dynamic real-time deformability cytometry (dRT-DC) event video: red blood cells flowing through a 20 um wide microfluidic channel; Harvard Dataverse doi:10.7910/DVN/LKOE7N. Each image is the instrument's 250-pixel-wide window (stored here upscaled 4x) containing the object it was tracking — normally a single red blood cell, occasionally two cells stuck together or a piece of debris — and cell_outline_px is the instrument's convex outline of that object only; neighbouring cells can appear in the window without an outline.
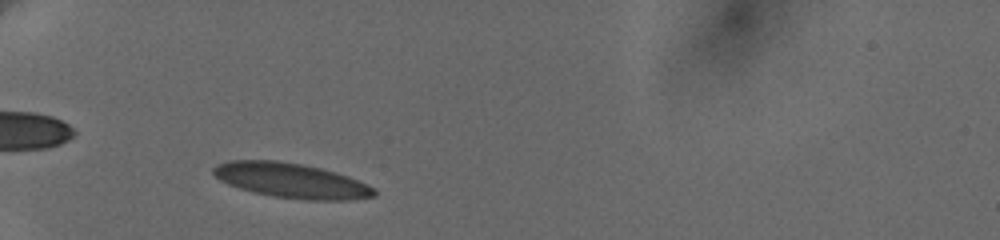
{"species": "human", "species_latin": "Homo sapiens", "temperature_condition": "cold", "stored_images_in_passage": 38, "camera_frame_rate_fps": 3000, "um_per_image_px": 0.085, "donor": {"sex": "female"}, "frame": {"image": 1, "passage_image": 4, "time_ms": 1.0, "image_size_px": [1000, 240], "cell_outline_px": [[376, 196], [348, 200], [304, 200], [272, 196], [240, 188], [228, 184], [220, 180], [212, 172], [212, 168], [216, 164], [228, 160], [276, 160], [304, 164], [320, 168], [348, 176], [372, 188], [376, 192]], "centroid_in_image_um": [24.71, 15.33], "position_along_channel_um": 60.3, "area_um2": 32.48}}
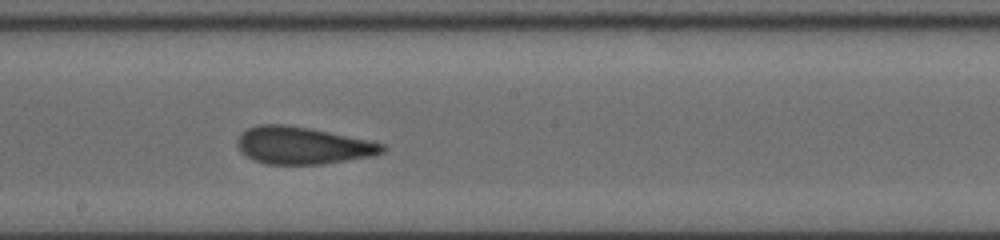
{"frame": {"image": 2, "passage_image": 19, "time_ms": 6.0, "image_size_px": [1000, 240], "cell_outline_px": [[388, 148], [384, 152], [372, 156], [324, 164], [264, 164], [252, 160], [240, 152], [236, 144], [236, 140], [240, 132], [248, 128], [260, 124], [284, 124], [308, 128], [368, 140], [384, 144]], "centroid_in_image_um": [25.68, 12.37], "position_along_channel_um": 222.5, "area_um2": 31.67}}
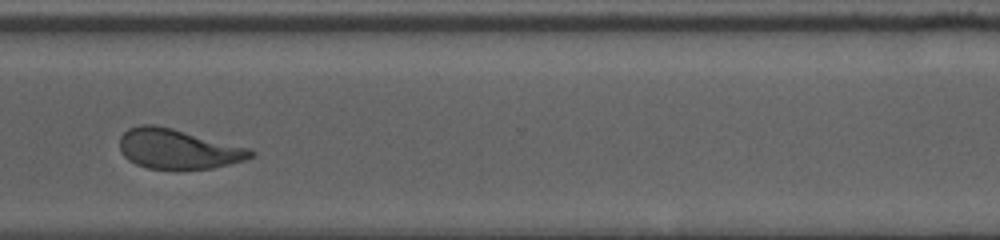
{"frame": {"image": 3, "passage_image": 30, "time_ms": 9.667, "image_size_px": [1000, 240], "cell_outline_px": [[256, 156], [244, 160], [212, 168], [176, 172], [148, 168], [136, 164], [128, 160], [120, 152], [120, 136], [128, 128], [140, 124], [152, 124], [172, 128], [248, 148], [256, 152]], "centroid_in_image_um": [15.1, 12.7], "position_along_channel_um": 355.5, "area_um2": 31.04}, "authors_computed_cell_mechanics": {"area_um2": 31.4432, "velocity_mm_per_s": 3.6354, "shape_relaxation_time_tau1_ms": 5.7713, "shape_relaxation_time_tau2_ms": 1.2849, "deformation_change_tau1": 0.168, "deformation_change_tau2": 0.1018}}